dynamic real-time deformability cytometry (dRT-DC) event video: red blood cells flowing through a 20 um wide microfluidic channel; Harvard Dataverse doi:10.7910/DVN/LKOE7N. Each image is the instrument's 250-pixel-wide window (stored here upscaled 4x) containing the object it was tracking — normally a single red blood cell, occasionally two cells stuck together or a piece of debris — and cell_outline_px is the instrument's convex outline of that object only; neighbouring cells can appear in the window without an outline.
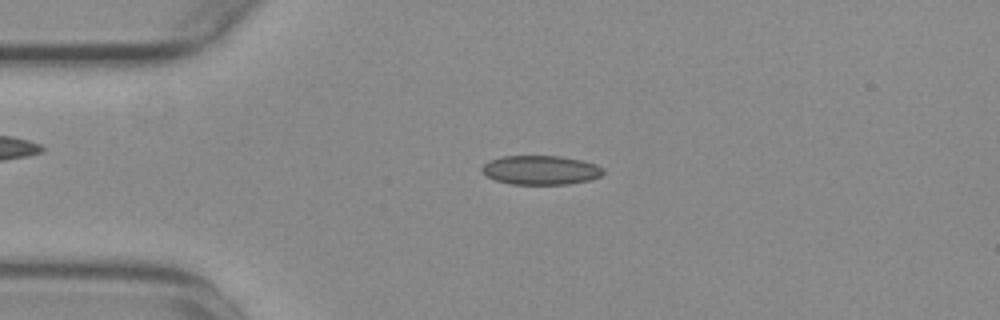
{"species": "common noctule bat (a hibernating species)", "species_latin": "Nyctalus noctula", "temperature_condition": "warm", "stored_images_in_passage": 36, "camera_frame_rate_fps": 3000, "um_per_image_px": 0.085, "animal": {"sex": "female", "body_mass_g": 29.2, "forearm_length_mm": 56.3}, "frame": {"image": 1, "passage_image": 12, "time_ms": 3.667, "image_size_px": [1000, 320], "cell_outline_px": [[604, 172], [600, 176], [592, 180], [568, 184], [512, 184], [496, 180], [488, 176], [480, 168], [488, 160], [504, 156], [560, 156], [584, 160], [596, 164], [604, 168]], "centroid_in_image_um": [46.01, 14.45], "position_along_channel_um": 39.0, "area_um2": 20.69}}
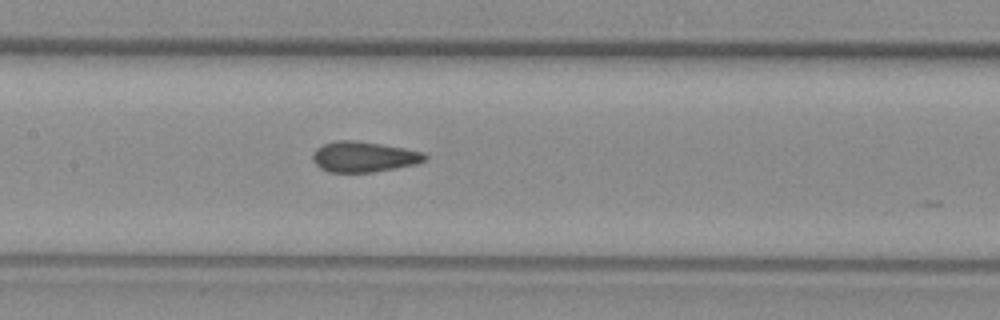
{"frame": {"image": 2, "passage_image": 25, "time_ms": 8.0, "image_size_px": [1000, 320], "cell_outline_px": [[428, 156], [424, 160], [416, 164], [372, 172], [328, 172], [320, 168], [312, 160], [312, 156], [316, 148], [324, 144], [336, 140], [352, 140], [380, 144], [404, 148], [424, 152]], "centroid_in_image_um": [30.9, 13.33], "position_along_channel_um": 176.5, "area_um2": 19.83}}
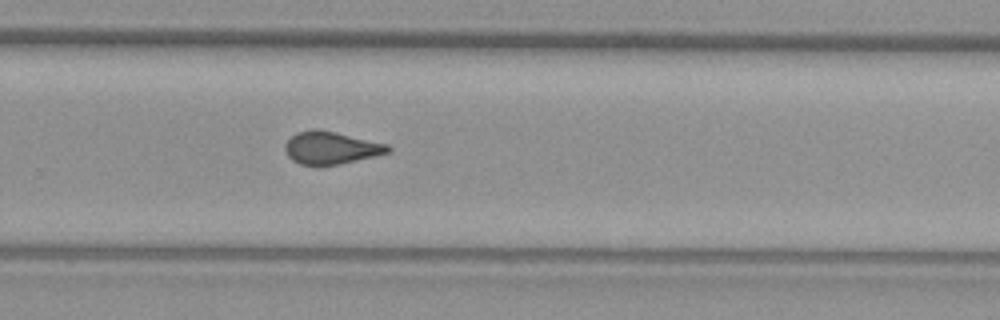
{"frame": {"image": 3, "passage_image": 35, "time_ms": 11.333, "image_size_px": [1000, 320], "cell_outline_px": [[392, 152], [376, 156], [340, 164], [316, 168], [300, 164], [292, 160], [288, 156], [284, 148], [284, 144], [296, 132], [316, 128], [336, 132], [388, 144], [392, 148]], "centroid_in_image_um": [28.13, 12.59], "position_along_channel_um": 301.7, "area_um2": 20.11}}